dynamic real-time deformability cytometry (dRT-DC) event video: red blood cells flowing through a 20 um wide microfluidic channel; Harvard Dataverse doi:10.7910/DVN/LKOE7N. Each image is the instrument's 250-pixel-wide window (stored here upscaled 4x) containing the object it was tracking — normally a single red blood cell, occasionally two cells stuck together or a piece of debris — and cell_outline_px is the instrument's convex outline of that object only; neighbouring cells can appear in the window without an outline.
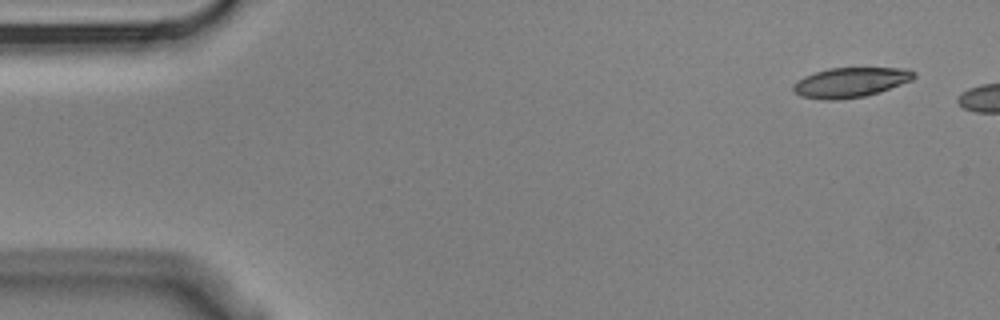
{"species": "Egyptian fruit bat (a non-hibernating species)", "species_latin": "Rousettus aegyptiacus", "temperature_condition": "cold", "stored_images_in_passage": 3, "camera_frame_rate_fps": 3000, "um_per_image_px": 0.085, "animal": {"sex": "male"}, "frame": {"image": 1, "passage_image": 1, "time_ms": 0.0, "image_size_px": [1000, 320], "cell_outline_px": [[916, 76], [912, 80], [880, 92], [864, 96], [836, 100], [820, 100], [800, 96], [792, 88], [792, 84], [796, 80], [804, 76], [828, 68], [908, 68], [916, 72]], "centroid_in_image_um": [72.28, 7.0], "position_along_channel_um": 12.7, "area_um2": 21.15}}